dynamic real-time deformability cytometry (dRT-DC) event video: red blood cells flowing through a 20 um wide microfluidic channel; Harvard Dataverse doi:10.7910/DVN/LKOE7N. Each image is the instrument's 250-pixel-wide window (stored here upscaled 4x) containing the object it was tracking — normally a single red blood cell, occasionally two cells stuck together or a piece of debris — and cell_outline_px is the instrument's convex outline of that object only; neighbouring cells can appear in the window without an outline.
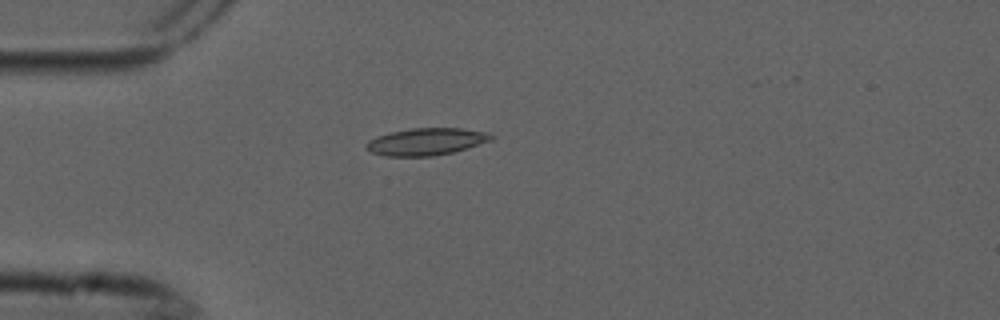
{"species": "common noctule bat (a hibernating species)", "species_latin": "Nyctalus noctula", "temperature_condition": "cold", "stored_images_in_passage": 3, "camera_frame_rate_fps": 3000, "um_per_image_px": 0.085, "animal": {"sex": "male", "forearm_length_mm": 52.5}, "frame": {"image": 1, "passage_image": 2, "time_ms": 0.333, "image_size_px": [1000, 320], "cell_outline_px": [[496, 136], [492, 140], [452, 152], [432, 156], [384, 156], [372, 152], [364, 148], [364, 144], [368, 140], [376, 136], [392, 132], [412, 128], [460, 128], [492, 132]], "centroid_in_image_um": [36.24, 12.03], "position_along_channel_um": 48.8, "area_um2": 19.88}}